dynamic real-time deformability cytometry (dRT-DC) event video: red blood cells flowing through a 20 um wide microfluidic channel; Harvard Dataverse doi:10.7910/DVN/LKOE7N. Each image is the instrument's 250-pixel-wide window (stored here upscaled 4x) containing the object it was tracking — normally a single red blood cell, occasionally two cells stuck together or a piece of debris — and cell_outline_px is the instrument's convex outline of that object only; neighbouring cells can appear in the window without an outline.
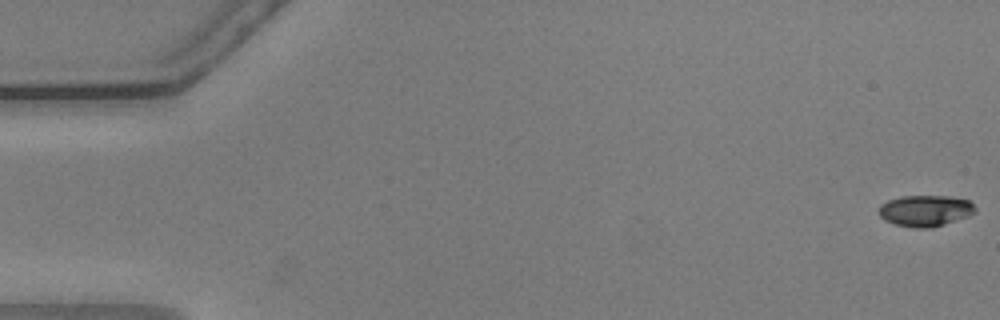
{"species": "common noctule bat (a hibernating species)", "species_latin": "Nyctalus noctula", "temperature_condition": "warm", "stored_images_in_passage": 57, "camera_frame_rate_fps": 3000, "um_per_image_px": 0.085, "animal": {"sex": "male", "body_mass_g": 20.5, "forearm_length_mm": 52.5}, "frame": {"image": 1, "passage_image": 1, "time_ms": 0.0, "image_size_px": [1000, 320], "cell_outline_px": [[976, 212], [968, 216], [932, 228], [916, 228], [896, 224], [884, 220], [880, 216], [880, 204], [888, 200], [900, 196], [952, 196], [968, 200], [976, 208]], "centroid_in_image_um": [78.66, 17.9], "position_along_channel_um": 6.3, "area_um2": 17.51}}
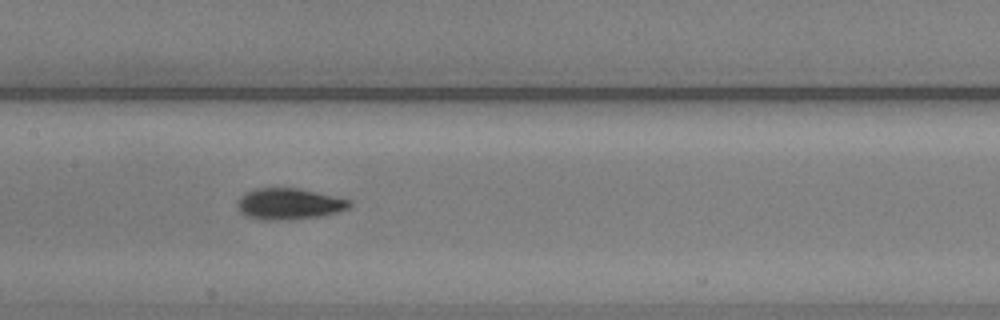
{"frame": {"image": 2, "passage_image": 28, "time_ms": 9.0, "image_size_px": [1000, 320], "cell_outline_px": [[352, 204], [348, 208], [336, 212], [320, 216], [276, 220], [260, 220], [244, 216], [236, 208], [236, 200], [244, 192], [252, 188], [300, 188], [352, 200]], "centroid_in_image_um": [24.49, 17.32], "position_along_channel_um": 182.9, "area_um2": 20.69}}
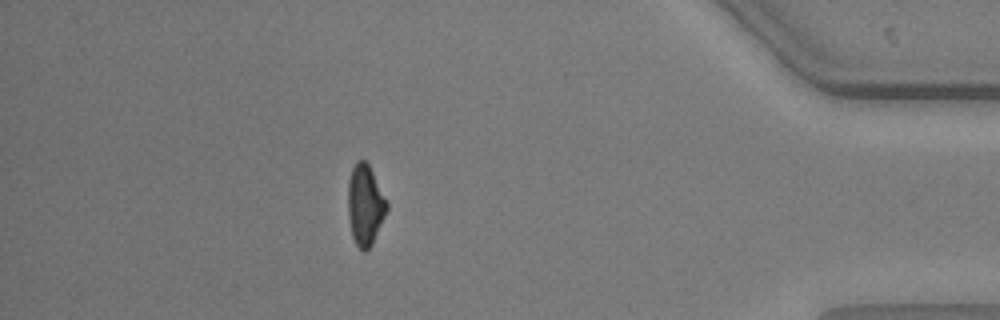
{"frame": {"image": 3, "passage_image": 50, "time_ms": 16.333, "image_size_px": [1000, 320], "cell_outline_px": [[388, 208], [372, 244], [364, 252], [356, 244], [352, 236], [348, 216], [348, 180], [352, 168], [356, 160], [364, 160], [368, 164], [388, 200]], "centroid_in_image_um": [31.04, 17.4], "position_along_channel_um": 404.2, "area_um2": 18.26}, "authors_computed_cell_mechanics": {"area_um2": 18.6694, "velocity_mm_per_s": 3.6297, "shape_relaxation_time_tau1_ms": 2.2064, "shape_relaxation_time_tau2_ms": 4.247, "deformation_change_tau1": 0.1391, "deformation_change_tau2": 0.1197}}